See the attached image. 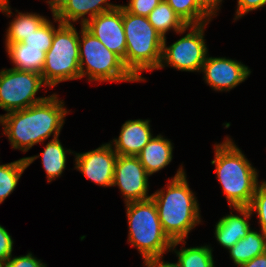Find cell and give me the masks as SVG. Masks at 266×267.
Wrapping results in <instances>:
<instances>
[{
	"instance_id": "obj_1",
	"label": "cell",
	"mask_w": 266,
	"mask_h": 267,
	"mask_svg": "<svg viewBox=\"0 0 266 267\" xmlns=\"http://www.w3.org/2000/svg\"><path fill=\"white\" fill-rule=\"evenodd\" d=\"M67 110L63 102L52 94L44 101L22 110L0 115V123L4 126V134L8 136L12 148L28 151L54 134L58 138L63 127Z\"/></svg>"
},
{
	"instance_id": "obj_2",
	"label": "cell",
	"mask_w": 266,
	"mask_h": 267,
	"mask_svg": "<svg viewBox=\"0 0 266 267\" xmlns=\"http://www.w3.org/2000/svg\"><path fill=\"white\" fill-rule=\"evenodd\" d=\"M151 196L162 228L172 241L184 240L190 230L200 223L198 203L182 167L169 182L166 194L164 190H160Z\"/></svg>"
},
{
	"instance_id": "obj_3",
	"label": "cell",
	"mask_w": 266,
	"mask_h": 267,
	"mask_svg": "<svg viewBox=\"0 0 266 267\" xmlns=\"http://www.w3.org/2000/svg\"><path fill=\"white\" fill-rule=\"evenodd\" d=\"M215 173L228 199L229 207H248L258 186L257 172L241 150L228 137L215 145Z\"/></svg>"
},
{
	"instance_id": "obj_4",
	"label": "cell",
	"mask_w": 266,
	"mask_h": 267,
	"mask_svg": "<svg viewBox=\"0 0 266 267\" xmlns=\"http://www.w3.org/2000/svg\"><path fill=\"white\" fill-rule=\"evenodd\" d=\"M126 38L125 67L138 80L141 71L159 69L164 37L150 24L148 17L135 15L123 7Z\"/></svg>"
},
{
	"instance_id": "obj_5",
	"label": "cell",
	"mask_w": 266,
	"mask_h": 267,
	"mask_svg": "<svg viewBox=\"0 0 266 267\" xmlns=\"http://www.w3.org/2000/svg\"><path fill=\"white\" fill-rule=\"evenodd\" d=\"M129 239L141 253L144 262L162 258L168 249L184 240L172 241L164 232L155 202L152 198L126 203Z\"/></svg>"
},
{
	"instance_id": "obj_6",
	"label": "cell",
	"mask_w": 266,
	"mask_h": 267,
	"mask_svg": "<svg viewBox=\"0 0 266 267\" xmlns=\"http://www.w3.org/2000/svg\"><path fill=\"white\" fill-rule=\"evenodd\" d=\"M59 22L52 45L45 55L41 73L46 86L54 87L59 82L81 78L79 61V34L73 24Z\"/></svg>"
},
{
	"instance_id": "obj_7",
	"label": "cell",
	"mask_w": 266,
	"mask_h": 267,
	"mask_svg": "<svg viewBox=\"0 0 266 267\" xmlns=\"http://www.w3.org/2000/svg\"><path fill=\"white\" fill-rule=\"evenodd\" d=\"M79 61L81 78L88 75L90 81H138L125 67L123 60L83 25L81 39L79 36Z\"/></svg>"
},
{
	"instance_id": "obj_8",
	"label": "cell",
	"mask_w": 266,
	"mask_h": 267,
	"mask_svg": "<svg viewBox=\"0 0 266 267\" xmlns=\"http://www.w3.org/2000/svg\"><path fill=\"white\" fill-rule=\"evenodd\" d=\"M44 83L41 74L15 68L0 71V108L7 112L22 110L44 101L35 95Z\"/></svg>"
},
{
	"instance_id": "obj_9",
	"label": "cell",
	"mask_w": 266,
	"mask_h": 267,
	"mask_svg": "<svg viewBox=\"0 0 266 267\" xmlns=\"http://www.w3.org/2000/svg\"><path fill=\"white\" fill-rule=\"evenodd\" d=\"M205 24L191 25L190 33L166 47V39H163L162 60L159 69L163 68V63L181 71H201L207 56V47L203 39V29Z\"/></svg>"
},
{
	"instance_id": "obj_10",
	"label": "cell",
	"mask_w": 266,
	"mask_h": 267,
	"mask_svg": "<svg viewBox=\"0 0 266 267\" xmlns=\"http://www.w3.org/2000/svg\"><path fill=\"white\" fill-rule=\"evenodd\" d=\"M149 174L137 156L118 155L112 186L118 185L126 203L150 199L148 196Z\"/></svg>"
},
{
	"instance_id": "obj_11",
	"label": "cell",
	"mask_w": 266,
	"mask_h": 267,
	"mask_svg": "<svg viewBox=\"0 0 266 267\" xmlns=\"http://www.w3.org/2000/svg\"><path fill=\"white\" fill-rule=\"evenodd\" d=\"M108 50L117 54L125 65L126 38L123 27V6L103 12L83 25Z\"/></svg>"
},
{
	"instance_id": "obj_12",
	"label": "cell",
	"mask_w": 266,
	"mask_h": 267,
	"mask_svg": "<svg viewBox=\"0 0 266 267\" xmlns=\"http://www.w3.org/2000/svg\"><path fill=\"white\" fill-rule=\"evenodd\" d=\"M117 154L111 144L83 153H76V166L87 179L103 187L112 186Z\"/></svg>"
},
{
	"instance_id": "obj_13",
	"label": "cell",
	"mask_w": 266,
	"mask_h": 267,
	"mask_svg": "<svg viewBox=\"0 0 266 267\" xmlns=\"http://www.w3.org/2000/svg\"><path fill=\"white\" fill-rule=\"evenodd\" d=\"M206 82L219 91H229L243 82L249 75L250 70L241 62L226 59L206 57L202 66Z\"/></svg>"
},
{
	"instance_id": "obj_14",
	"label": "cell",
	"mask_w": 266,
	"mask_h": 267,
	"mask_svg": "<svg viewBox=\"0 0 266 267\" xmlns=\"http://www.w3.org/2000/svg\"><path fill=\"white\" fill-rule=\"evenodd\" d=\"M108 0H50L52 14L62 24H71L84 17L87 13L90 15L89 18H83L81 26L84 25L88 20H91L95 16L110 11L116 8L118 5L107 3ZM103 4L106 6H103Z\"/></svg>"
},
{
	"instance_id": "obj_15",
	"label": "cell",
	"mask_w": 266,
	"mask_h": 267,
	"mask_svg": "<svg viewBox=\"0 0 266 267\" xmlns=\"http://www.w3.org/2000/svg\"><path fill=\"white\" fill-rule=\"evenodd\" d=\"M150 120H128L115 139V153L122 156H138L146 144L153 138L150 132Z\"/></svg>"
},
{
	"instance_id": "obj_16",
	"label": "cell",
	"mask_w": 266,
	"mask_h": 267,
	"mask_svg": "<svg viewBox=\"0 0 266 267\" xmlns=\"http://www.w3.org/2000/svg\"><path fill=\"white\" fill-rule=\"evenodd\" d=\"M241 215L222 217L215 226V237L226 249L233 247L238 240L244 238L250 230L249 217L253 214L248 207H234ZM247 219V220H246Z\"/></svg>"
},
{
	"instance_id": "obj_17",
	"label": "cell",
	"mask_w": 266,
	"mask_h": 267,
	"mask_svg": "<svg viewBox=\"0 0 266 267\" xmlns=\"http://www.w3.org/2000/svg\"><path fill=\"white\" fill-rule=\"evenodd\" d=\"M172 150L171 142L157 135L146 144L137 157L147 173L152 175L171 162Z\"/></svg>"
},
{
	"instance_id": "obj_18",
	"label": "cell",
	"mask_w": 266,
	"mask_h": 267,
	"mask_svg": "<svg viewBox=\"0 0 266 267\" xmlns=\"http://www.w3.org/2000/svg\"><path fill=\"white\" fill-rule=\"evenodd\" d=\"M6 50L14 63L15 69L41 74L46 52L43 48L28 47L21 42L6 43Z\"/></svg>"
},
{
	"instance_id": "obj_19",
	"label": "cell",
	"mask_w": 266,
	"mask_h": 267,
	"mask_svg": "<svg viewBox=\"0 0 266 267\" xmlns=\"http://www.w3.org/2000/svg\"><path fill=\"white\" fill-rule=\"evenodd\" d=\"M228 250L235 265L246 263L266 252V235L250 229L244 238Z\"/></svg>"
},
{
	"instance_id": "obj_20",
	"label": "cell",
	"mask_w": 266,
	"mask_h": 267,
	"mask_svg": "<svg viewBox=\"0 0 266 267\" xmlns=\"http://www.w3.org/2000/svg\"><path fill=\"white\" fill-rule=\"evenodd\" d=\"M148 20L164 38L170 29L177 33H184L190 27L181 20L165 0H162L148 15Z\"/></svg>"
},
{
	"instance_id": "obj_21",
	"label": "cell",
	"mask_w": 266,
	"mask_h": 267,
	"mask_svg": "<svg viewBox=\"0 0 266 267\" xmlns=\"http://www.w3.org/2000/svg\"><path fill=\"white\" fill-rule=\"evenodd\" d=\"M39 156L0 165V204L14 191L24 170Z\"/></svg>"
},
{
	"instance_id": "obj_22",
	"label": "cell",
	"mask_w": 266,
	"mask_h": 267,
	"mask_svg": "<svg viewBox=\"0 0 266 267\" xmlns=\"http://www.w3.org/2000/svg\"><path fill=\"white\" fill-rule=\"evenodd\" d=\"M39 156H42V164L47 173L48 182L62 174L66 167V152L58 138L48 142Z\"/></svg>"
},
{
	"instance_id": "obj_23",
	"label": "cell",
	"mask_w": 266,
	"mask_h": 267,
	"mask_svg": "<svg viewBox=\"0 0 266 267\" xmlns=\"http://www.w3.org/2000/svg\"><path fill=\"white\" fill-rule=\"evenodd\" d=\"M18 16L10 23L6 35V43L22 42L27 36L37 30L47 19L39 14H24Z\"/></svg>"
},
{
	"instance_id": "obj_24",
	"label": "cell",
	"mask_w": 266,
	"mask_h": 267,
	"mask_svg": "<svg viewBox=\"0 0 266 267\" xmlns=\"http://www.w3.org/2000/svg\"><path fill=\"white\" fill-rule=\"evenodd\" d=\"M165 1L187 26L201 25L210 21L211 16L198 4L197 0Z\"/></svg>"
},
{
	"instance_id": "obj_25",
	"label": "cell",
	"mask_w": 266,
	"mask_h": 267,
	"mask_svg": "<svg viewBox=\"0 0 266 267\" xmlns=\"http://www.w3.org/2000/svg\"><path fill=\"white\" fill-rule=\"evenodd\" d=\"M178 267H214L212 249L208 246L185 248L175 252Z\"/></svg>"
},
{
	"instance_id": "obj_26",
	"label": "cell",
	"mask_w": 266,
	"mask_h": 267,
	"mask_svg": "<svg viewBox=\"0 0 266 267\" xmlns=\"http://www.w3.org/2000/svg\"><path fill=\"white\" fill-rule=\"evenodd\" d=\"M55 34V27L49 20H46L37 30H34L21 43L28 47L43 48L47 52L52 45V40Z\"/></svg>"
},
{
	"instance_id": "obj_27",
	"label": "cell",
	"mask_w": 266,
	"mask_h": 267,
	"mask_svg": "<svg viewBox=\"0 0 266 267\" xmlns=\"http://www.w3.org/2000/svg\"><path fill=\"white\" fill-rule=\"evenodd\" d=\"M250 212H257L261 231L266 235V184L263 182L256 188L255 194L248 206Z\"/></svg>"
},
{
	"instance_id": "obj_28",
	"label": "cell",
	"mask_w": 266,
	"mask_h": 267,
	"mask_svg": "<svg viewBox=\"0 0 266 267\" xmlns=\"http://www.w3.org/2000/svg\"><path fill=\"white\" fill-rule=\"evenodd\" d=\"M162 0H130L127 6H123L128 12L148 17Z\"/></svg>"
},
{
	"instance_id": "obj_29",
	"label": "cell",
	"mask_w": 266,
	"mask_h": 267,
	"mask_svg": "<svg viewBox=\"0 0 266 267\" xmlns=\"http://www.w3.org/2000/svg\"><path fill=\"white\" fill-rule=\"evenodd\" d=\"M3 267H46L45 264L41 263L40 260L28 253L25 256L11 257L3 263Z\"/></svg>"
},
{
	"instance_id": "obj_30",
	"label": "cell",
	"mask_w": 266,
	"mask_h": 267,
	"mask_svg": "<svg viewBox=\"0 0 266 267\" xmlns=\"http://www.w3.org/2000/svg\"><path fill=\"white\" fill-rule=\"evenodd\" d=\"M13 240L7 230L0 225V262L5 263L12 254Z\"/></svg>"
},
{
	"instance_id": "obj_31",
	"label": "cell",
	"mask_w": 266,
	"mask_h": 267,
	"mask_svg": "<svg viewBox=\"0 0 266 267\" xmlns=\"http://www.w3.org/2000/svg\"><path fill=\"white\" fill-rule=\"evenodd\" d=\"M265 5L266 0H238L236 18L238 19L249 11L262 8Z\"/></svg>"
},
{
	"instance_id": "obj_32",
	"label": "cell",
	"mask_w": 266,
	"mask_h": 267,
	"mask_svg": "<svg viewBox=\"0 0 266 267\" xmlns=\"http://www.w3.org/2000/svg\"><path fill=\"white\" fill-rule=\"evenodd\" d=\"M198 4L210 15H215V11L222 0H197Z\"/></svg>"
},
{
	"instance_id": "obj_33",
	"label": "cell",
	"mask_w": 266,
	"mask_h": 267,
	"mask_svg": "<svg viewBox=\"0 0 266 267\" xmlns=\"http://www.w3.org/2000/svg\"><path fill=\"white\" fill-rule=\"evenodd\" d=\"M239 267H266V252L254 257L252 260L237 265Z\"/></svg>"
},
{
	"instance_id": "obj_34",
	"label": "cell",
	"mask_w": 266,
	"mask_h": 267,
	"mask_svg": "<svg viewBox=\"0 0 266 267\" xmlns=\"http://www.w3.org/2000/svg\"><path fill=\"white\" fill-rule=\"evenodd\" d=\"M144 264L147 267H178L175 263H169V262L167 263V262L161 261L160 258L145 261Z\"/></svg>"
},
{
	"instance_id": "obj_35",
	"label": "cell",
	"mask_w": 266,
	"mask_h": 267,
	"mask_svg": "<svg viewBox=\"0 0 266 267\" xmlns=\"http://www.w3.org/2000/svg\"><path fill=\"white\" fill-rule=\"evenodd\" d=\"M9 0H0V10L4 13L7 12L8 14H11L10 6H9Z\"/></svg>"
}]
</instances>
